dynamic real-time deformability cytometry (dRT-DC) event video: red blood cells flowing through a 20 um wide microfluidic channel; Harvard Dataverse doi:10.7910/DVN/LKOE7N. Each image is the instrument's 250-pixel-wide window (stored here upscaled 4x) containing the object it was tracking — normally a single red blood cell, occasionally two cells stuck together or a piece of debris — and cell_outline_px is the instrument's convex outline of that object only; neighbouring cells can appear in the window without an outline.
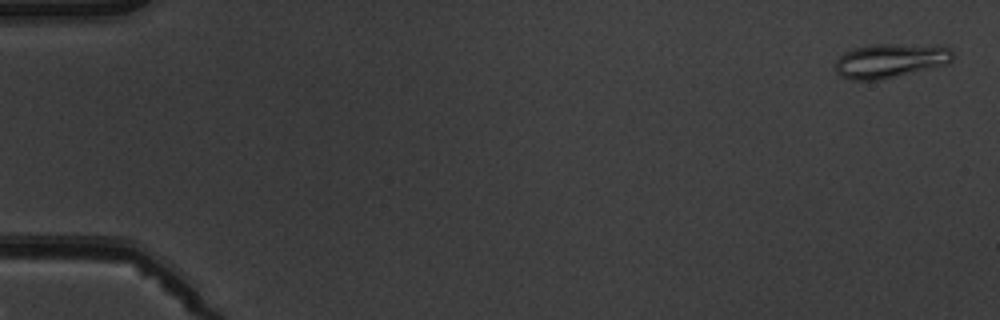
{"species": "common noctule bat (a hibernating species)", "species_latin": "Nyctalus noctula", "temperature_condition": "warm", "stored_images_in_passage": 5, "camera_frame_rate_fps": 3000, "um_per_image_px": 0.085, "animal": {"sex": "male", "body_mass_g": 19.5, "forearm_length_mm": 54.6}, "frame": {"image": 1, "passage_image": 1, "time_ms": 0.0, "image_size_px": [1000, 320], "cell_outline_px": [[952, 60], [948, 64], [880, 80], [852, 80], [840, 76], [836, 72], [836, 60], [844, 52], [852, 48], [872, 44], [892, 44], [948, 48], [952, 52]], "centroid_in_image_um": [75.59, 5.18], "position_along_channel_um": 9.4, "area_um2": 23.06}}